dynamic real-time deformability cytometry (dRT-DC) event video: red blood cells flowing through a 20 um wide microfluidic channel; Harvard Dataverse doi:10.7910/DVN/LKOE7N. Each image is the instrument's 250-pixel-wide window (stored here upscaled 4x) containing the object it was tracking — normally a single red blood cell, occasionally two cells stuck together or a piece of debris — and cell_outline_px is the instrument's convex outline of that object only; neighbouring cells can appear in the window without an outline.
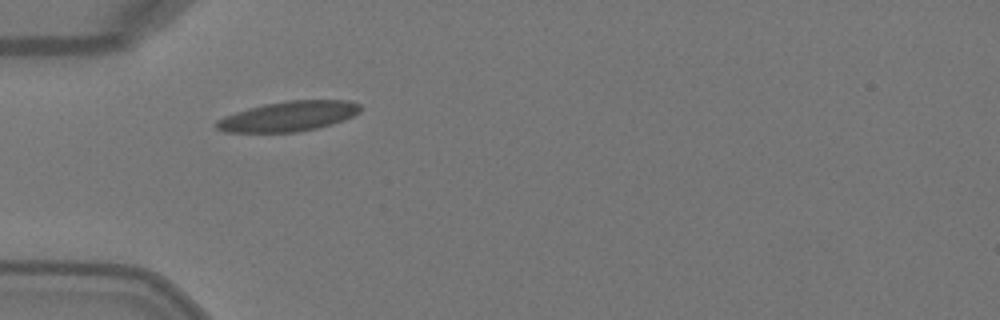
{"species": "Egyptian fruit bat (a non-hibernating species)", "species_latin": "Rousettus aegyptiacus", "temperature_condition": "warm", "stored_images_in_passage": 3, "camera_frame_rate_fps": 3000, "um_per_image_px": 0.085, "animal": {"sex": "female"}, "frame": {"image": 1, "passage_image": 1, "time_ms": 0.0, "image_size_px": [1000, 320], "cell_outline_px": [[360, 112], [344, 120], [332, 124], [316, 128], [296, 132], [224, 132], [216, 128], [216, 120], [224, 116], [248, 108], [264, 104], [288, 100], [352, 100], [360, 104]], "centroid_in_image_um": [24.53, 9.88], "position_along_channel_um": 60.5, "area_um2": 25.2}}
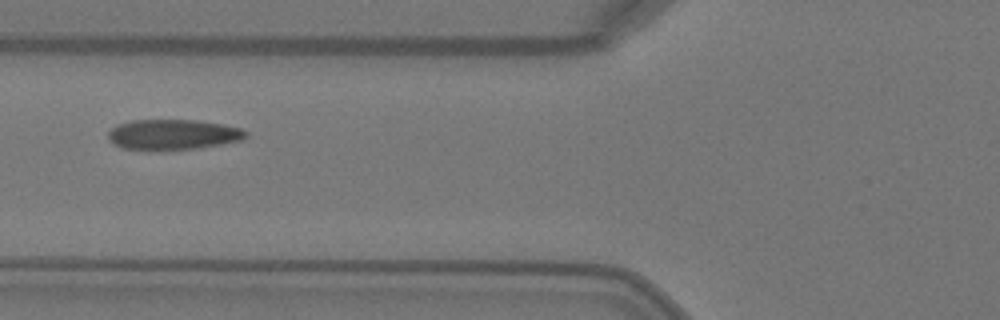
{"frame": {"image": 2, "passage_image": 2, "time_ms": 0.333, "image_size_px": [1000, 320], "cell_outline_px": [[248, 136], [240, 140], [220, 144], [196, 148], [152, 152], [120, 148], [112, 144], [108, 140], [108, 132], [116, 124], [132, 120], [196, 120], [224, 124], [240, 128], [248, 132]], "centroid_in_image_um": [14.62, 11.46], "position_along_channel_um": 111.2, "area_um2": 24.97}}